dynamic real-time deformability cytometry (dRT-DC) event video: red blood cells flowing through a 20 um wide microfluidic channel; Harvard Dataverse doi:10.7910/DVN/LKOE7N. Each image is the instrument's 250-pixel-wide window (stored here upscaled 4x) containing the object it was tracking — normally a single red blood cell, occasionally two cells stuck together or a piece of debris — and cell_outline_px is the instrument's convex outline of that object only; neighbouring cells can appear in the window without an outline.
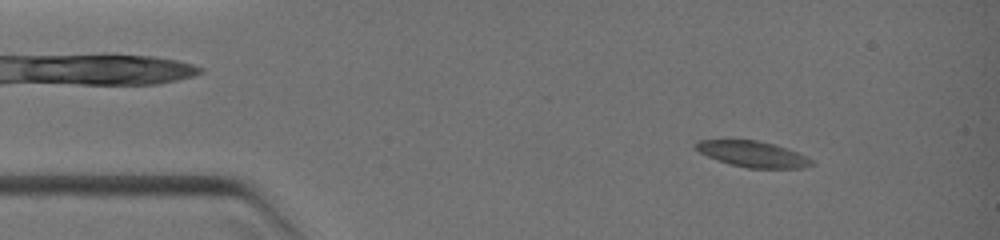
{"species": "common noctule bat (a hibernating species)", "species_latin": "Nyctalus noctula", "temperature_condition": "warm", "stored_images_in_passage": 53, "camera_frame_rate_fps": 3000, "um_per_image_px": 0.085, "animal": {"sex": "female", "body_mass_g": 19.0, "forearm_length_mm": 51.5}, "frame": {"image": 1, "passage_image": 6, "time_ms": 1.0, "image_size_px": [1000, 240], "cell_outline_px": [[816, 164], [804, 168], [748, 168], [716, 160], [700, 152], [692, 144], [696, 140], [756, 140], [776, 144], [796, 152], [812, 160]], "centroid_in_image_um": [63.97, 13.09], "position_along_channel_um": 21.0, "area_um2": 17.46}}
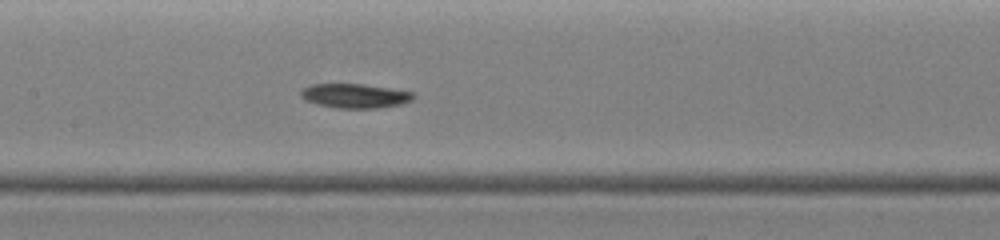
{"frame": {"image": 2, "passage_image": 25, "time_ms": 5.333, "image_size_px": [1000, 240], "cell_outline_px": [[416, 96], [412, 100], [400, 104], [380, 108], [336, 108], [316, 104], [304, 100], [300, 96], [300, 92], [304, 88], [312, 84], [364, 84], [412, 92]], "centroid_in_image_um": [30.15, 8.15], "position_along_channel_um": 177.3, "area_um2": 15.95}}
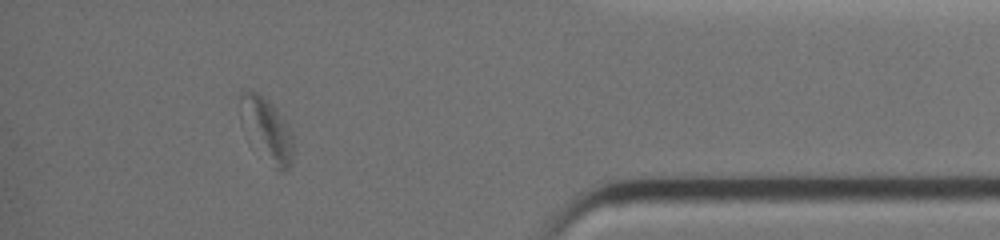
{"frame": {"image": 3, "passage_image": 47, "time_ms": 10.333, "image_size_px": [1000, 240], "cell_outline_px": [[292, 160], [288, 168], [272, 168], [248, 144], [240, 124], [240, 92], [256, 92], [268, 100], [280, 112], [288, 124], [292, 132]], "centroid_in_image_um": [22.61, 11.05], "position_along_channel_um": 412.6, "area_um2": 20.29}}